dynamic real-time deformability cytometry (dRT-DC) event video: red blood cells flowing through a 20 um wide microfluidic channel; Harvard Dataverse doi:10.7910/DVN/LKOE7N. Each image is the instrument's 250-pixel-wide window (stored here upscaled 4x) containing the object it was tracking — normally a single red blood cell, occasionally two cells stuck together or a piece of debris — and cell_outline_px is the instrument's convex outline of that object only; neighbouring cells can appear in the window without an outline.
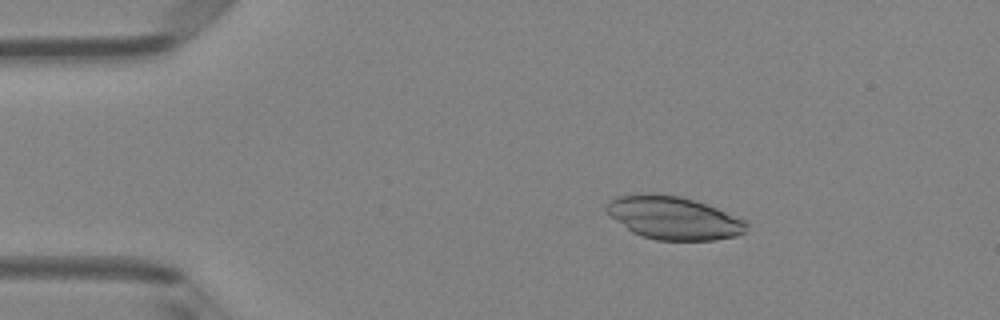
{"species": "Egyptian fruit bat (a non-hibernating species)", "species_latin": "Rousettus aegyptiacus", "temperature_condition": "room temperature", "stored_images_in_passage": 49, "camera_frame_rate_fps": 3000, "um_per_image_px": 0.085, "animal": {"sex": "female"}, "frame": {"image": 1, "passage_image": 8, "time_ms": 2.333, "image_size_px": [1000, 320], "cell_outline_px": [[748, 224], [744, 232], [736, 236], [716, 240], [656, 240], [640, 236], [632, 232], [612, 216], [604, 208], [604, 204], [608, 200], [620, 196], [680, 196], [716, 208], [744, 220]], "centroid_in_image_um": [57.27, 18.57], "position_along_channel_um": 27.7, "area_um2": 33.99}}
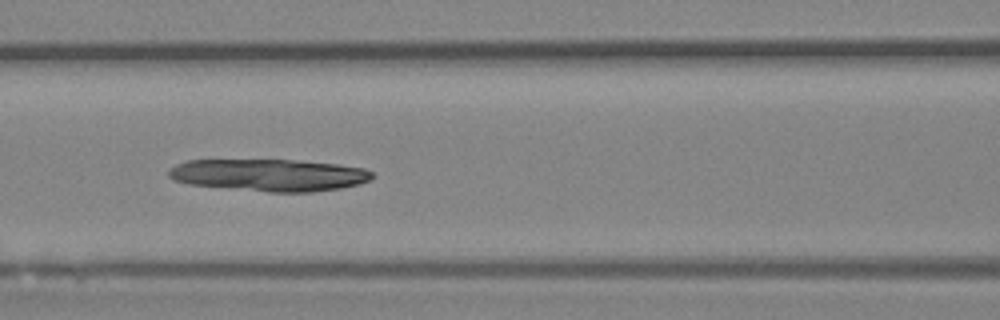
{"frame": {"image": 2, "passage_image": 21, "time_ms": 6.667, "image_size_px": [1000, 320], "cell_outline_px": [[372, 176], [368, 180], [356, 184], [340, 188], [312, 192], [268, 192], [188, 184], [172, 180], [168, 176], [168, 168], [176, 164], [188, 160], [296, 160], [336, 164], [364, 168], [372, 172]], "centroid_in_image_um": [22.81, 14.88], "position_along_channel_um": 143.8, "area_um2": 38.03}}
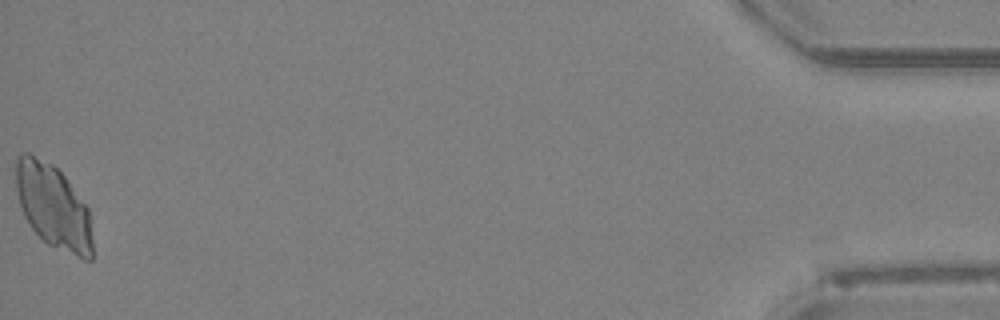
{"frame": {"image": 3, "passage_image": 49, "time_ms": 16.0, "image_size_px": [1000, 320], "cell_outline_px": [[92, 260], [84, 260], [48, 244], [32, 228], [24, 216], [16, 192], [16, 156], [24, 152], [28, 152], [52, 164], [64, 176], [88, 208], [92, 240]], "centroid_in_image_um": [4.51, 17.55], "position_along_channel_um": 430.7, "area_um2": 37.28}}